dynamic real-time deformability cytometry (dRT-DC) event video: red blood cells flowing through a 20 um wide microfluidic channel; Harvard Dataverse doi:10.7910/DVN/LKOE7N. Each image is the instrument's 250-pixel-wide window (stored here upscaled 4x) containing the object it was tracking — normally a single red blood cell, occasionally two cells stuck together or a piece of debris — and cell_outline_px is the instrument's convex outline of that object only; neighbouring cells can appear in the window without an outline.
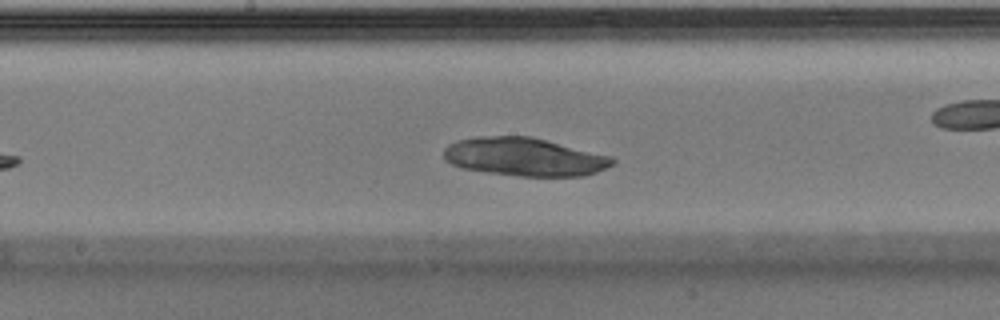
{"species": "Egyptian fruit bat (a non-hibernating species)", "species_latin": "Rousettus aegyptiacus", "temperature_condition": "warm", "stored_images_in_passage": 32, "camera_frame_rate_fps": 3000, "um_per_image_px": 0.085, "animal": {"sex": "male"}, "frame": {"image": 1, "passage_image": 14, "time_ms": 4.333, "image_size_px": [1000, 320], "cell_outline_px": [[616, 164], [596, 172], [584, 176], [520, 176], [488, 172], [460, 168], [444, 160], [444, 148], [448, 144], [456, 140], [476, 136], [532, 136], [612, 156], [616, 160]], "centroid_in_image_um": [44.58, 13.32], "position_along_channel_um": 203.6, "area_um2": 37.97}}